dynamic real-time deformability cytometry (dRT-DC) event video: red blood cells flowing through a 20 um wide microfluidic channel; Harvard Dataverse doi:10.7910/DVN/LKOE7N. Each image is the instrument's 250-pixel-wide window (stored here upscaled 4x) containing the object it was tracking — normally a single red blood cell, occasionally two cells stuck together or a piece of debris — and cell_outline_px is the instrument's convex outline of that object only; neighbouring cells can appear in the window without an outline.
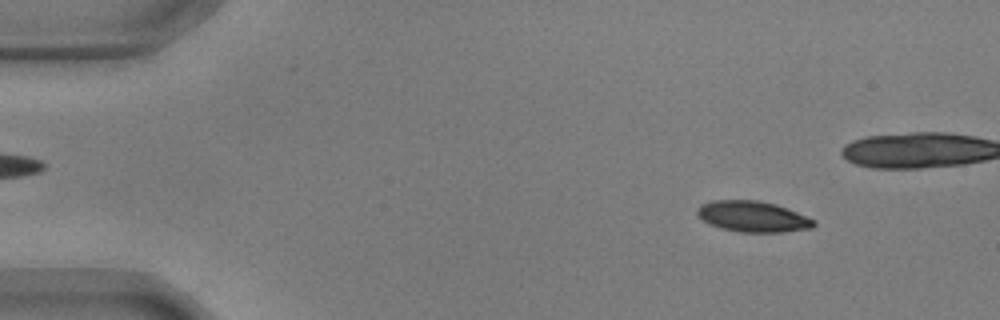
{"species": "common noctule bat (a hibernating species)", "species_latin": "Nyctalus noctula", "temperature_condition": "warm", "stored_images_in_passage": 45, "camera_frame_rate_fps": 3000, "um_per_image_px": 0.085, "animal": {"sex": "male", "body_mass_g": 17.9, "forearm_length_mm": 54.2}, "frame": {"image": 1, "passage_image": 6, "time_ms": 1.667, "image_size_px": [1000, 320], "cell_outline_px": [[816, 224], [812, 228], [784, 232], [740, 232], [720, 228], [708, 224], [696, 212], [696, 208], [700, 204], [712, 200], [760, 200], [776, 204], [816, 220]], "centroid_in_image_um": [63.98, 18.4], "position_along_channel_um": 21.0, "area_um2": 21.1}}
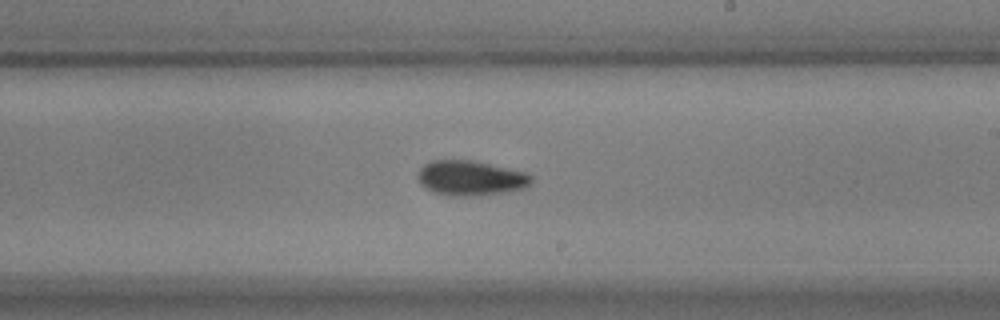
{"frame": {"image": 2, "passage_image": 32, "time_ms": 10.333, "image_size_px": [1000, 320], "cell_outline_px": [[532, 184], [528, 188], [480, 196], [452, 196], [432, 192], [420, 184], [416, 176], [420, 168], [424, 164], [432, 160], [472, 160], [528, 172], [532, 176]], "centroid_in_image_um": [40.03, 15.14], "position_along_channel_um": 249.0, "area_um2": 23.58}}
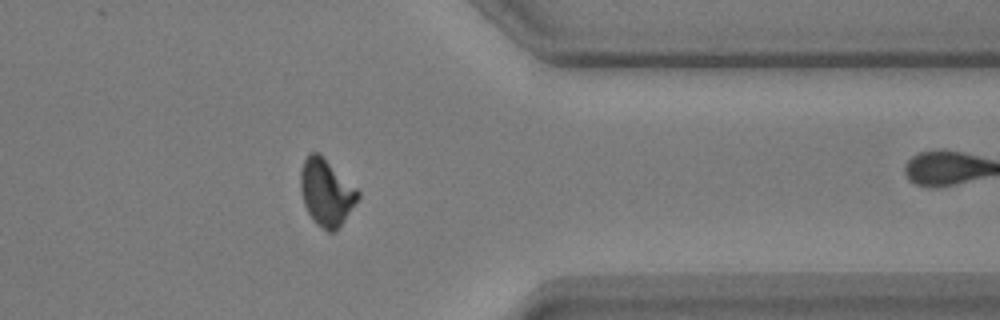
{"frame": {"image": 3, "passage_image": 44, "time_ms": 14.333, "image_size_px": [1000, 320], "cell_outline_px": [[360, 196], [340, 224], [332, 232], [328, 232], [316, 224], [312, 220], [304, 204], [300, 188], [300, 172], [304, 160], [312, 152], [320, 152], [360, 192]], "centroid_in_image_um": [27.71, 16.32], "position_along_channel_um": 383.7, "area_um2": 22.02}}